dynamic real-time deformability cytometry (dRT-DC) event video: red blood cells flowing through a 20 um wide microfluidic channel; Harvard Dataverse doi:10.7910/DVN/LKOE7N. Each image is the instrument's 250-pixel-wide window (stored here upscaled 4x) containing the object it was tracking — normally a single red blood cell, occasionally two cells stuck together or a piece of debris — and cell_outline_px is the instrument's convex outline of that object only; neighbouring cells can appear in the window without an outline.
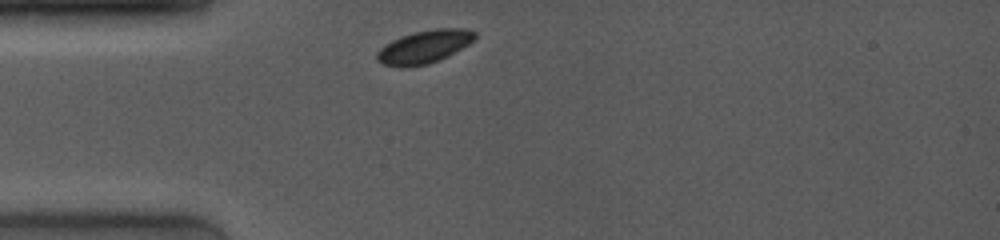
{"species": "common noctule bat (a hibernating species)", "species_latin": "Nyctalus noctula", "temperature_condition": "room temperature", "stored_images_in_passage": 67, "camera_frame_rate_fps": 4000, "um_per_image_px": 0.085, "animal": {"sex": "female", "body_mass_g": 19.0, "forearm_length_mm": 53.3}, "frame": {"image": 1, "passage_image": 1, "time_ms": 0.0, "image_size_px": [1000, 240], "cell_outline_px": [[476, 40], [448, 56], [428, 64], [404, 68], [400, 68], [380, 64], [376, 60], [376, 52], [380, 48], [392, 40], [416, 32], [440, 28], [464, 28], [476, 32]], "centroid_in_image_um": [36.06, 4.0], "position_along_channel_um": 48.9, "area_um2": 18.96}}
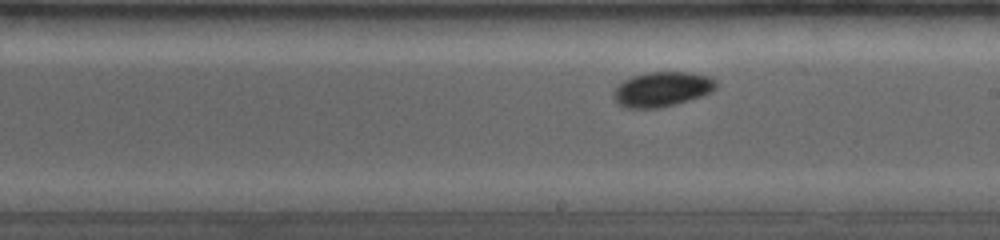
{"frame": {"image": 2, "passage_image": 24, "time_ms": 5.0, "image_size_px": [1000, 240], "cell_outline_px": [[716, 88], [712, 92], [676, 104], [660, 108], [624, 108], [616, 104], [612, 96], [612, 92], [624, 80], [632, 76], [648, 72], [688, 72], [708, 76], [716, 80]], "centroid_in_image_um": [56.24, 7.59], "position_along_channel_um": 232.8, "area_um2": 20.92}}
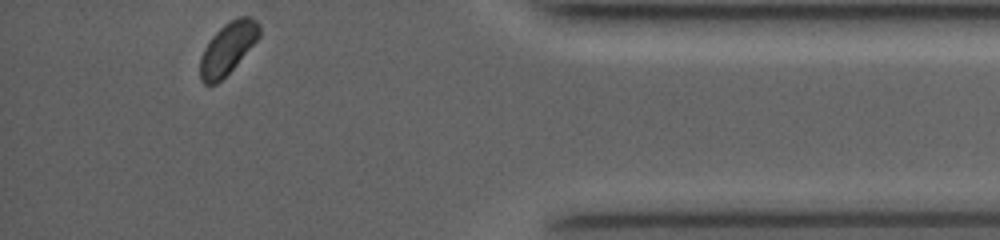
{"frame": {"image": 3, "passage_image": 66, "time_ms": 10.25, "image_size_px": [1000, 240], "cell_outline_px": [[260, 36], [236, 64], [216, 84], [204, 84], [200, 80], [200, 60], [204, 48], [212, 36], [224, 24], [240, 16], [248, 16], [256, 20], [260, 24]], "centroid_in_image_um": [19.35, 4.09], "position_along_channel_um": 415.8, "area_um2": 17.51}}